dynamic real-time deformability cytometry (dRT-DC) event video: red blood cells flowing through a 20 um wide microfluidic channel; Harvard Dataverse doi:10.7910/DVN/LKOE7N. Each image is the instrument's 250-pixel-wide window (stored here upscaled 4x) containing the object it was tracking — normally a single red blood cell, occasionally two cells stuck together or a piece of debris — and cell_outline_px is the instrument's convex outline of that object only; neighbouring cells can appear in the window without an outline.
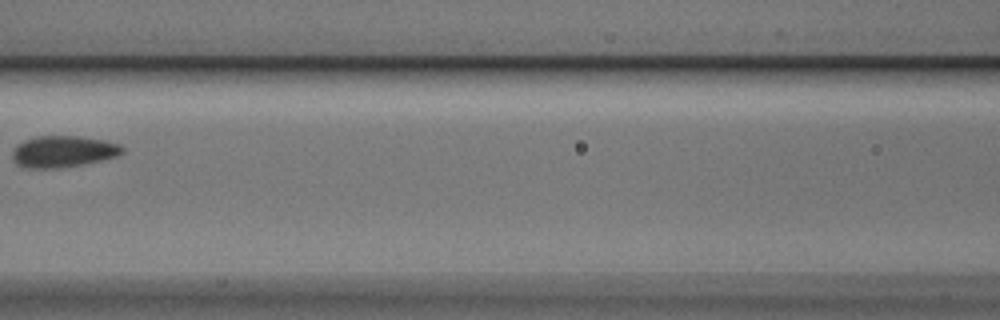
{"species": "Egyptian fruit bat (a non-hibernating species)", "species_latin": "Rousettus aegyptiacus", "temperature_condition": "cold", "stored_images_in_passage": 5, "camera_frame_rate_fps": 3000, "um_per_image_px": 0.085, "animal": {"sex": "male"}, "frame": {"image": 1, "passage_image": 4, "time_ms": 1.0, "image_size_px": [1000, 320], "cell_outline_px": [[124, 152], [120, 156], [84, 164], [60, 168], [20, 168], [16, 164], [12, 156], [12, 152], [16, 144], [24, 140], [36, 136], [76, 136], [104, 140], [120, 144], [124, 148]], "centroid_in_image_um": [5.36, 12.89], "position_along_channel_um": 161.2, "area_um2": 20.52}}
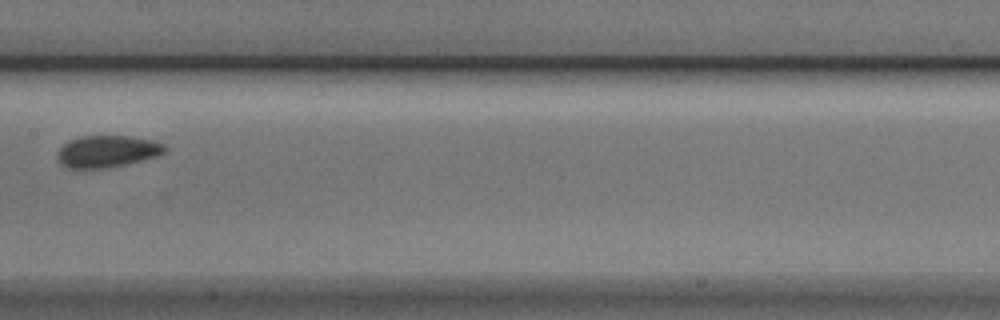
{"frame": {"image": 2, "passage_image": 5, "time_ms": 1.333, "image_size_px": [1000, 320], "cell_outline_px": [[168, 148], [164, 152], [156, 156], [144, 160], [108, 168], [68, 168], [60, 164], [56, 156], [60, 148], [68, 140], [80, 136], [128, 136], [152, 140], [164, 144]], "centroid_in_image_um": [9.1, 12.87], "position_along_channel_um": 198.3, "area_um2": 20.06}}